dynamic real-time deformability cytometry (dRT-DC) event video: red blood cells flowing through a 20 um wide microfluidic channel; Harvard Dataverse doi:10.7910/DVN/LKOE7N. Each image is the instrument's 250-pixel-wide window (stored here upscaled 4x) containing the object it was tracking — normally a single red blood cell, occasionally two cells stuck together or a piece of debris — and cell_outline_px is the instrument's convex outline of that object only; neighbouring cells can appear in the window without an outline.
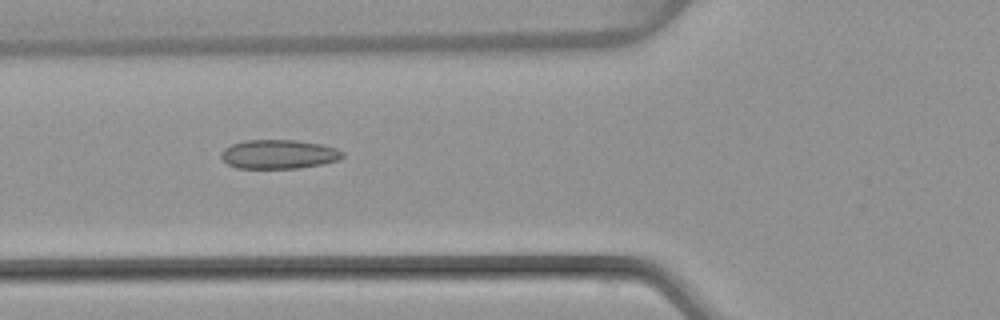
{"species": "common noctule bat (a hibernating species)", "species_latin": "Nyctalus noctula", "temperature_condition": "warm", "stored_images_in_passage": 52, "segment_of_instrument_passage": [1, 2], "camera_frame_rate_fps": 3000, "um_per_image_px": 0.085, "animal": {"sex": "female", "body_mass_g": 22.7, "forearm_length_mm": 54.2}, "frame": {"image": 1, "passage_image": 19, "time_ms": 6.0, "image_size_px": [1000, 320], "cell_outline_px": [[344, 156], [340, 160], [300, 168], [236, 168], [228, 164], [220, 156], [220, 152], [224, 148], [232, 144], [244, 140], [296, 140], [320, 144], [336, 148], [344, 152]], "centroid_in_image_um": [23.69, 13.11], "position_along_channel_um": 102.1, "area_um2": 20.63}}
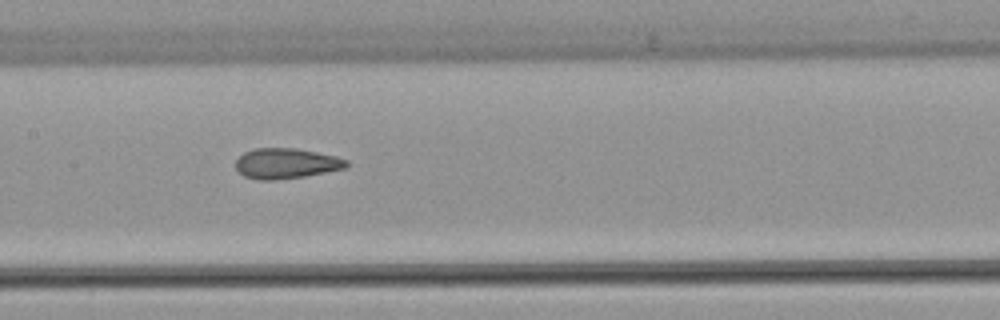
{"frame": {"image": 2, "passage_image": 25, "time_ms": 8.0, "image_size_px": [1000, 320], "cell_outline_px": [[348, 168], [304, 176], [276, 180], [260, 180], [244, 176], [236, 168], [236, 160], [244, 152], [252, 148], [296, 148], [336, 156], [348, 160]], "centroid_in_image_um": [24.33, 13.89], "position_along_channel_um": 183.1, "area_um2": 19.65}}
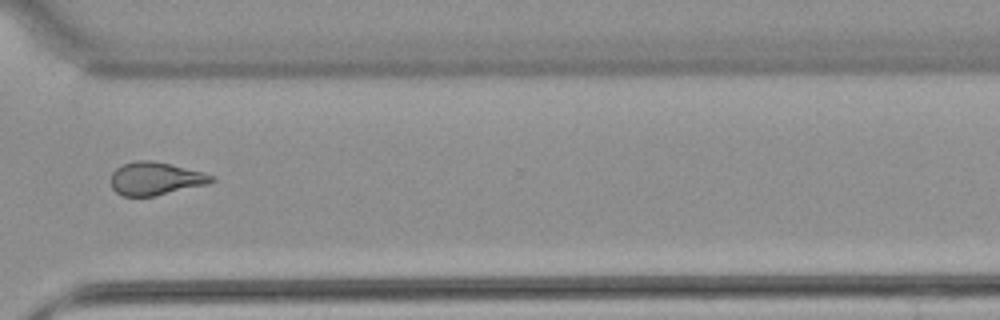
{"frame": {"image": 3, "passage_image": 38, "time_ms": 12.333, "image_size_px": [1000, 320], "cell_outline_px": [[216, 180], [208, 184], [152, 196], [124, 196], [116, 192], [112, 188], [112, 172], [116, 168], [124, 164], [136, 160], [152, 160], [172, 164], [204, 172], [212, 176]], "centroid_in_image_um": [13.22, 15.17], "position_along_channel_um": 357.4, "area_um2": 19.25}}